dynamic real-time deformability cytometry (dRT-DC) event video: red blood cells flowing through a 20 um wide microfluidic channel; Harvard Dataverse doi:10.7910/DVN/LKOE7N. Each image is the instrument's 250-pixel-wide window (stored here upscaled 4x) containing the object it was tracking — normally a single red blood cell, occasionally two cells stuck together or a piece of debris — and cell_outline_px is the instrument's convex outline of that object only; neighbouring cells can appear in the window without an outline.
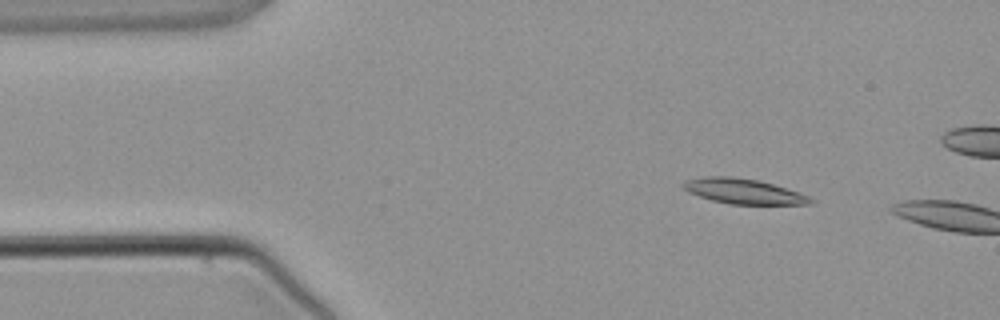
{"species": "common noctule bat (a hibernating species)", "species_latin": "Nyctalus noctula", "temperature_condition": "warm", "stored_images_in_passage": 3, "camera_frame_rate_fps": 3000, "um_per_image_px": 0.085, "animal": {"sex": "male", "body_mass_g": 21.5, "forearm_length_mm": 52.0}, "frame": {"image": 1, "passage_image": 2, "time_ms": 1.333, "image_size_px": [1000, 320], "cell_outline_px": [[816, 200], [812, 204], [732, 204], [712, 200], [688, 192], [680, 184], [688, 180], [704, 176], [732, 176], [760, 180], [800, 192]], "centroid_in_image_um": [63.23, 16.25], "position_along_channel_um": 21.8, "area_um2": 18.67}}